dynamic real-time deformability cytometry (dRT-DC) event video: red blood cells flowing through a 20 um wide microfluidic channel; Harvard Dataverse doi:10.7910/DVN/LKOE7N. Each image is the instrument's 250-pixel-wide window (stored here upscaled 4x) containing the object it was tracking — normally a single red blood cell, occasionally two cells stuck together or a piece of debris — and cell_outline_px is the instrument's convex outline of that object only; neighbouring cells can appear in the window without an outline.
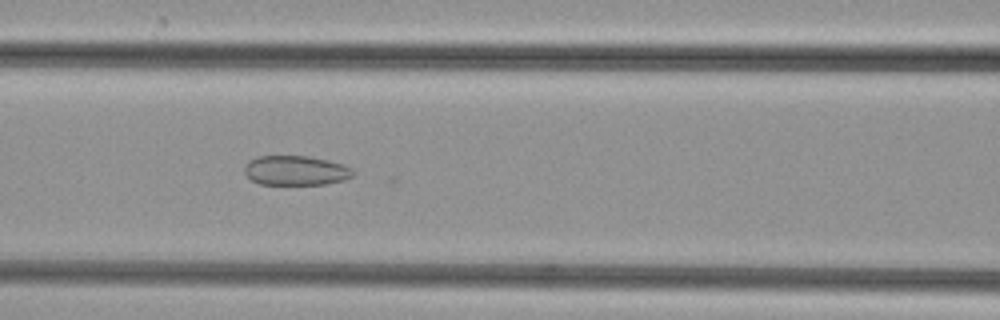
{"species": "common noctule bat (a hibernating species)", "species_latin": "Nyctalus noctula", "temperature_condition": "cold", "stored_images_in_passage": 33, "camera_frame_rate_fps": 3000, "um_per_image_px": 0.085, "animal": {"sex": "female", "body_mass_g": 29.2, "forearm_length_mm": 56.3}, "frame": {"image": 1, "passage_image": 12, "time_ms": 3.667, "image_size_px": [1000, 320], "cell_outline_px": [[356, 172], [352, 176], [344, 180], [324, 184], [260, 184], [252, 180], [244, 172], [244, 168], [248, 160], [256, 156], [308, 156], [328, 160], [344, 164], [352, 168]], "centroid_in_image_um": [25.15, 14.48], "position_along_channel_um": 141.4, "area_um2": 18.84}}
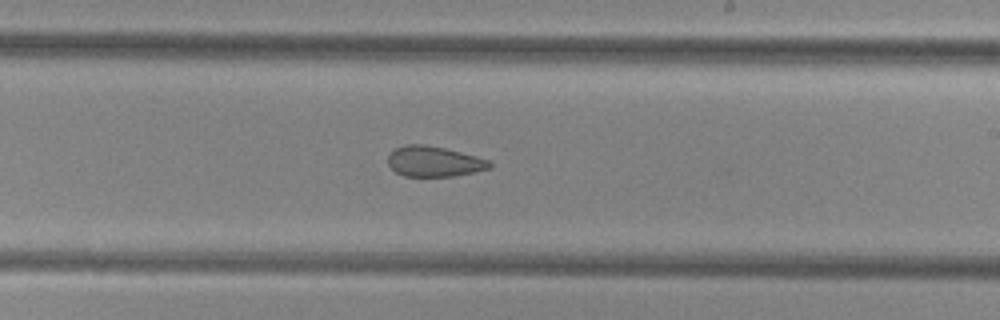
{"frame": {"image": 2, "passage_image": 20, "time_ms": 6.333, "image_size_px": [1000, 320], "cell_outline_px": [[492, 168], [452, 176], [404, 176], [396, 172], [388, 164], [388, 156], [396, 148], [408, 144], [424, 144], [444, 148], [476, 156], [488, 160], [492, 164]], "centroid_in_image_um": [36.89, 13.72], "position_along_channel_um": 252.1, "area_um2": 17.8}}
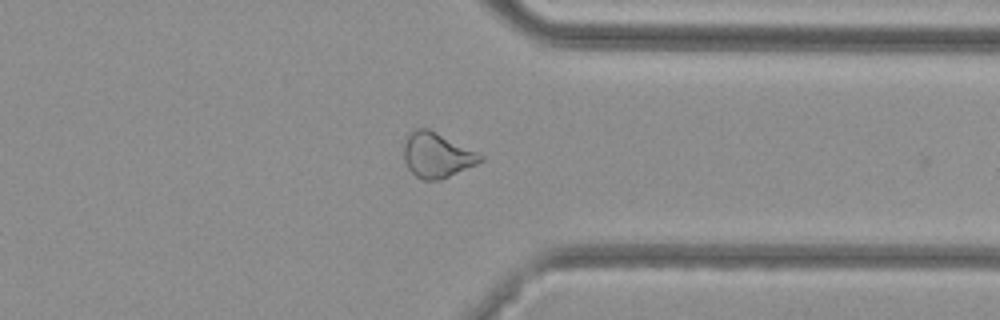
{"frame": {"image": 3, "passage_image": 29, "time_ms": 9.333, "image_size_px": [1000, 320], "cell_outline_px": [[484, 160], [476, 164], [440, 180], [424, 180], [416, 176], [408, 168], [404, 160], [404, 140], [416, 128], [428, 128], [484, 156]], "centroid_in_image_um": [37.11, 13.19], "position_along_channel_um": 374.3, "area_um2": 19.71}}